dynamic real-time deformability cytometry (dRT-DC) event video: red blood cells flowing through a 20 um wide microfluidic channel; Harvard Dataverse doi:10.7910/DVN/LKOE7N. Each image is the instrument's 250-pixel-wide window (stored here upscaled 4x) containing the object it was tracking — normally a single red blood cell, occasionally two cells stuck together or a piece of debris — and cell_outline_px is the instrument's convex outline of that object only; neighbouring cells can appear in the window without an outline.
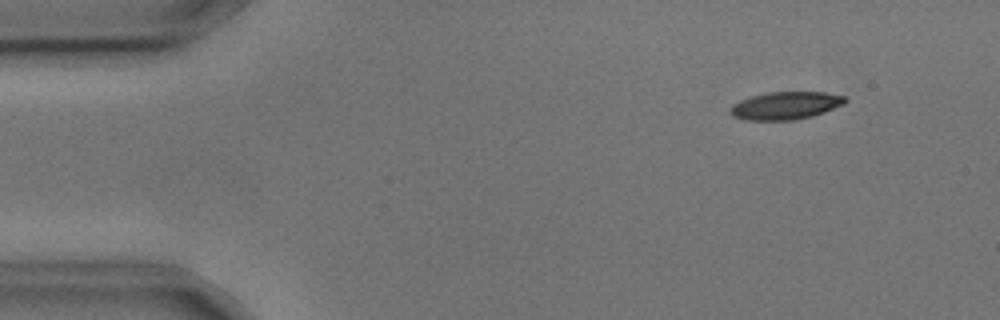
{"species": "common noctule bat (a hibernating species)", "species_latin": "Nyctalus noctula", "temperature_condition": "cold", "stored_images_in_passage": 9, "camera_frame_rate_fps": 3000, "um_per_image_px": 0.085, "animal": {"sex": "male", "body_mass_g": 17.9, "forearm_length_mm": 54.2}, "frame": {"image": 1, "passage_image": 1, "time_ms": 0.0, "image_size_px": [1000, 320], "cell_outline_px": [[848, 100], [844, 104], [824, 112], [812, 116], [792, 120], [744, 120], [732, 116], [732, 104], [740, 100], [752, 96], [768, 92], [824, 92], [844, 96]], "centroid_in_image_um": [66.79, 8.97], "position_along_channel_um": 18.2, "area_um2": 18.44}}
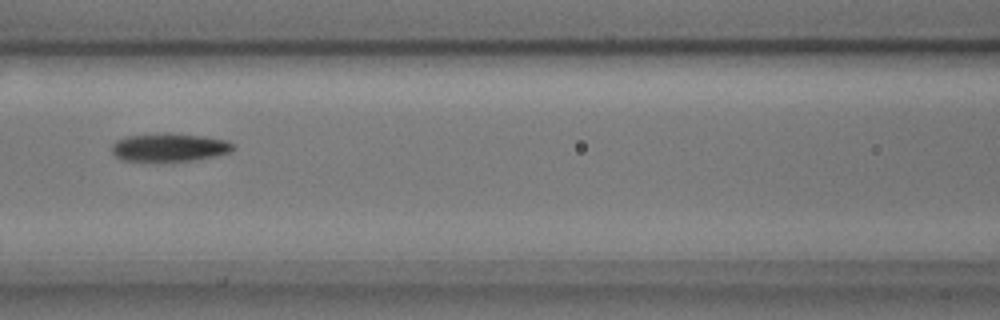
{"frame": {"image": 2, "passage_image": 6, "time_ms": 1.667, "image_size_px": [1000, 320], "cell_outline_px": [[232, 152], [216, 156], [196, 160], [120, 160], [112, 152], [112, 144], [116, 140], [128, 136], [164, 132], [172, 132], [204, 136], [228, 140], [232, 144]], "centroid_in_image_um": [14.41, 12.5], "position_along_channel_um": 152.2, "area_um2": 19.94}}
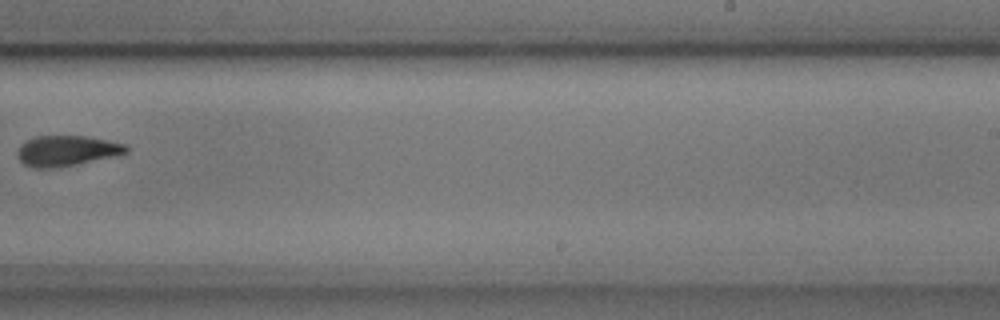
{"frame": {"image": 3, "passage_image": 9, "time_ms": 2.667, "image_size_px": [1000, 320], "cell_outline_px": [[128, 152], [116, 156], [56, 168], [32, 168], [24, 164], [16, 156], [16, 152], [20, 144], [36, 136], [84, 136], [128, 144]], "centroid_in_image_um": [5.66, 12.82], "position_along_channel_um": 283.3, "area_um2": 19.42}}